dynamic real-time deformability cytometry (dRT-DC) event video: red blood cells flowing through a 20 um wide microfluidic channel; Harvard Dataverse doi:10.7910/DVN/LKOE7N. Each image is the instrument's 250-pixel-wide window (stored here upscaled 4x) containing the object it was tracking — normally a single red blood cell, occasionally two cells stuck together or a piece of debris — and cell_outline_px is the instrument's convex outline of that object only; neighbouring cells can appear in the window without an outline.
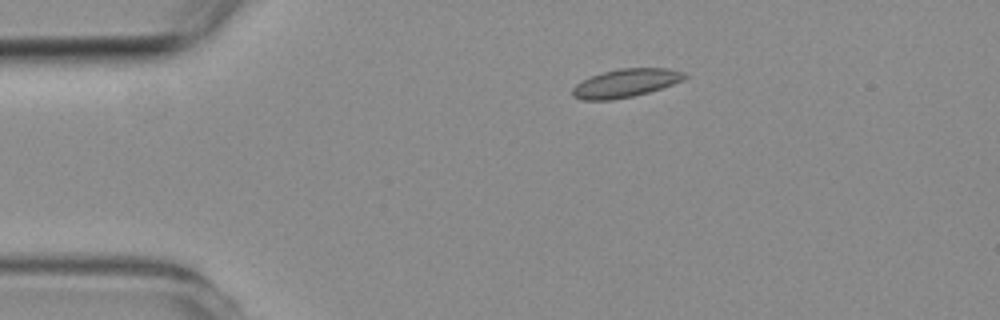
{"species": "common noctule bat (a hibernating species)", "species_latin": "Nyctalus noctula", "temperature_condition": "room temperature", "stored_images_in_passage": 3, "camera_frame_rate_fps": 3000, "um_per_image_px": 0.085, "animal": {"sex": "female", "body_mass_g": 19.3, "forearm_length_mm": 54.1}, "frame": {"image": 1, "passage_image": 1, "time_ms": 0.0, "image_size_px": [1000, 320], "cell_outline_px": [[688, 76], [684, 80], [648, 92], [632, 96], [612, 100], [580, 100], [572, 96], [572, 88], [576, 84], [592, 76], [604, 72], [620, 68], [668, 68], [684, 72]], "centroid_in_image_um": [53.18, 7.06], "position_along_channel_um": 31.8, "area_um2": 18.38}}
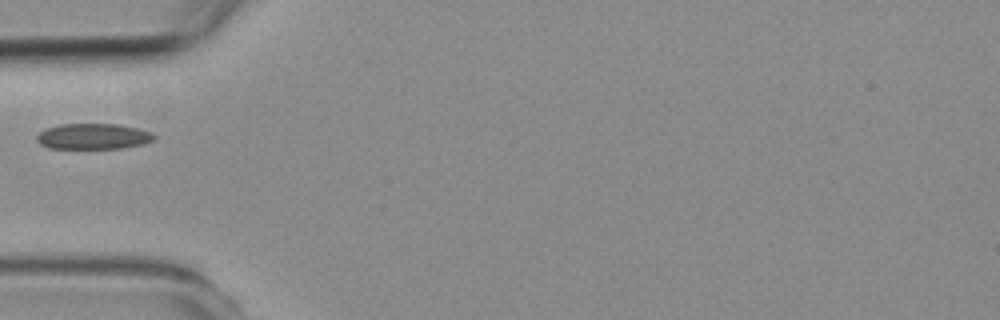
{"frame": {"image": 2, "passage_image": 2, "time_ms": 2.333, "image_size_px": [1000, 320], "cell_outline_px": [[156, 136], [152, 140], [144, 144], [120, 148], [48, 148], [40, 144], [36, 140], [36, 136], [44, 128], [60, 124], [120, 124], [152, 132]], "centroid_in_image_um": [7.9, 11.58], "position_along_channel_um": 77.1, "area_um2": 17.63}}
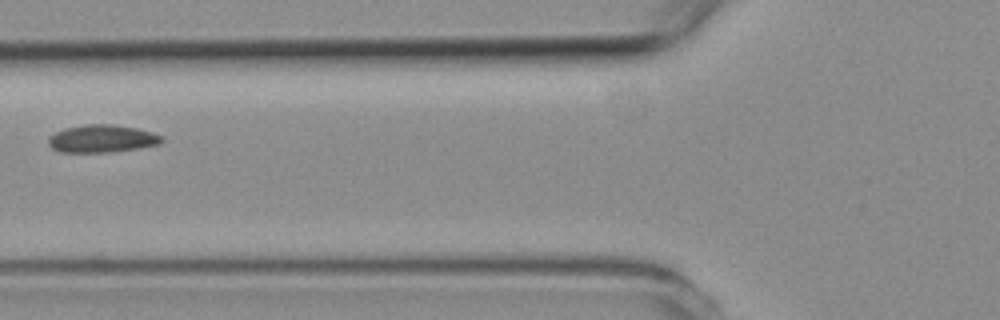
{"frame": {"image": 3, "passage_image": 3, "time_ms": 3.333, "image_size_px": [1000, 320], "cell_outline_px": [[164, 140], [160, 144], [136, 148], [108, 152], [60, 152], [52, 148], [48, 144], [48, 136], [64, 128], [84, 124], [112, 124], [136, 128], [152, 132], [160, 136]], "centroid_in_image_um": [8.62, 11.78], "position_along_channel_um": 117.2, "area_um2": 18.21}}